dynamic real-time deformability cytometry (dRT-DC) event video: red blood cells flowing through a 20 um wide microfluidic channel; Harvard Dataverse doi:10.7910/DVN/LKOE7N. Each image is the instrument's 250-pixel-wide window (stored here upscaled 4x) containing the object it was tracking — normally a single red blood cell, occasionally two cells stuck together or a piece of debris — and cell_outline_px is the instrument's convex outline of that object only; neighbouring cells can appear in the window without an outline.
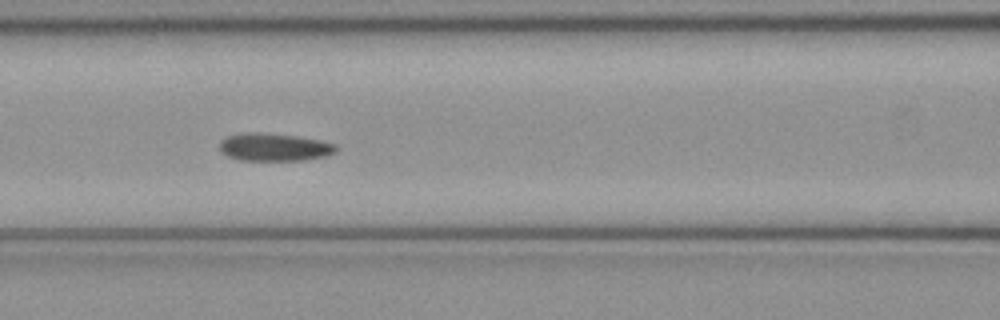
{"species": "common noctule bat (a hibernating species)", "species_latin": "Nyctalus noctula", "temperature_condition": "cold", "stored_images_in_passage": 50, "camera_frame_rate_fps": 3000, "um_per_image_px": 0.085, "animal": {"sex": "female", "body_mass_g": 21.9}, "frame": {"image": 1, "passage_image": 21, "time_ms": 6.667, "image_size_px": [1000, 320], "cell_outline_px": [[340, 148], [336, 152], [324, 156], [304, 160], [240, 160], [228, 156], [220, 152], [220, 140], [224, 136], [244, 132], [264, 132], [296, 136], [320, 140], [336, 144]], "centroid_in_image_um": [23.29, 12.49], "position_along_channel_um": 143.3, "area_um2": 19.13}}
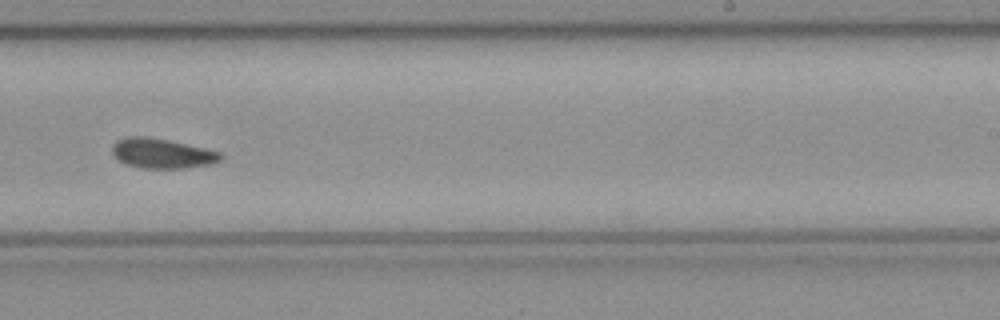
{"frame": {"image": 2, "passage_image": 31, "time_ms": 10.0, "image_size_px": [1000, 320], "cell_outline_px": [[224, 156], [220, 160], [212, 164], [184, 168], [140, 168], [128, 164], [120, 160], [112, 152], [112, 144], [116, 140], [128, 136], [144, 136], [168, 140], [204, 148], [220, 152]], "centroid_in_image_um": [13.77, 13.03], "position_along_channel_um": 275.2, "area_um2": 18.73}}
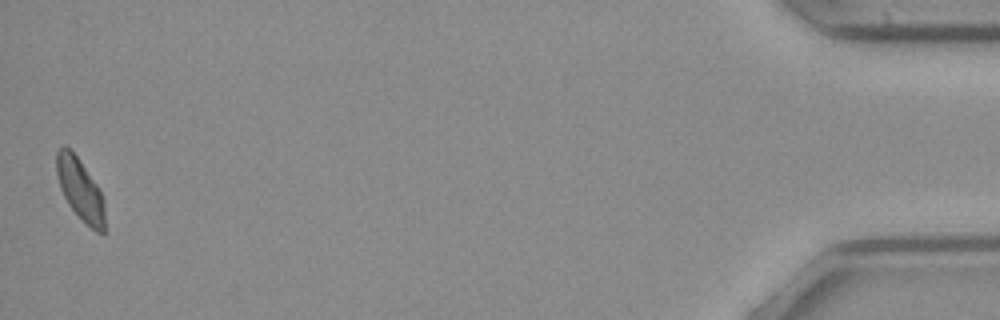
{"frame": {"image": 3, "passage_image": 50, "time_ms": 16.333, "image_size_px": [1000, 320], "cell_outline_px": [[104, 232], [96, 232], [68, 204], [60, 188], [56, 172], [56, 152], [64, 144], [76, 156], [96, 184], [104, 200]], "centroid_in_image_um": [6.79, 16.07], "position_along_channel_um": 428.4, "area_um2": 16.82}}